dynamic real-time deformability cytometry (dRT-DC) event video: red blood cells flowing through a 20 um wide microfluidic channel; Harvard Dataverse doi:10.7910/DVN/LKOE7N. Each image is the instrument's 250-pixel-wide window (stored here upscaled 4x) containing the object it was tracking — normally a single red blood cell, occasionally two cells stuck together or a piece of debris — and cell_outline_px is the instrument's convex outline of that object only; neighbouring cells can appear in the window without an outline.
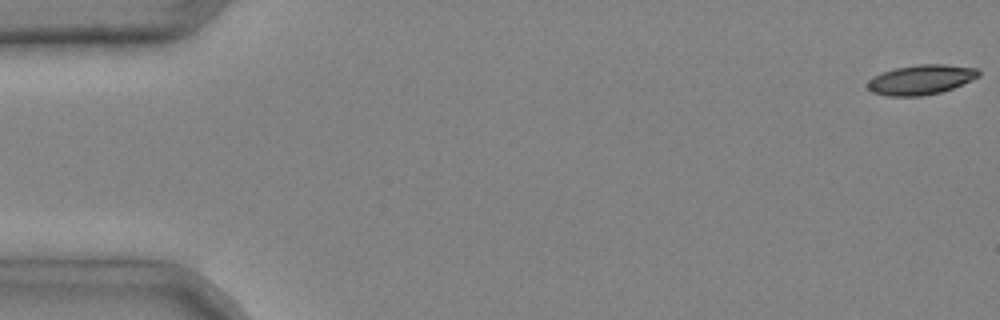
{"species": "common noctule bat (a hibernating species)", "species_latin": "Nyctalus noctula", "temperature_condition": "cold", "stored_images_in_passage": 6, "camera_frame_rate_fps": 3000, "um_per_image_px": 0.085, "animal": {"sex": "male", "body_mass_g": 20.4}, "frame": {"image": 1, "passage_image": 1, "time_ms": 0.0, "image_size_px": [1000, 320], "cell_outline_px": [[980, 76], [952, 88], [940, 92], [920, 96], [888, 96], [872, 92], [868, 88], [868, 80], [872, 76], [896, 68], [916, 64], [944, 64], [976, 68], [980, 72]], "centroid_in_image_um": [78.27, 6.77], "position_along_channel_um": 6.7, "area_um2": 19.13}}